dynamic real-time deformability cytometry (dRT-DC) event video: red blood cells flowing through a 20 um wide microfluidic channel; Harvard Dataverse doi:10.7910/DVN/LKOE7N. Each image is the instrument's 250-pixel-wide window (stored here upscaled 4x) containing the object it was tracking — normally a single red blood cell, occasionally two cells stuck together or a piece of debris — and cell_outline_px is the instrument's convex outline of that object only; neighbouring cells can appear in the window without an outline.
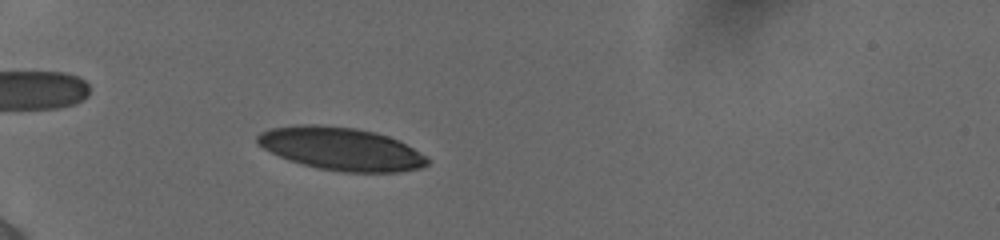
{"species": "human", "species_latin": "Homo sapiens", "temperature_condition": "cold", "stored_images_in_passage": 36, "camera_frame_rate_fps": 3000, "um_per_image_px": 0.085, "donor": {"sex": "female"}, "frame": {"image": 1, "passage_image": 10, "time_ms": 4.0, "image_size_px": [1000, 240], "cell_outline_px": [[428, 164], [420, 168], [400, 172], [344, 172], [320, 168], [288, 160], [264, 148], [256, 140], [256, 136], [260, 132], [272, 128], [296, 124], [316, 124], [356, 128], [376, 132], [400, 140], [424, 156], [428, 160]], "centroid_in_image_um": [28.99, 12.64], "position_along_channel_um": 56.0, "area_um2": 42.25}}
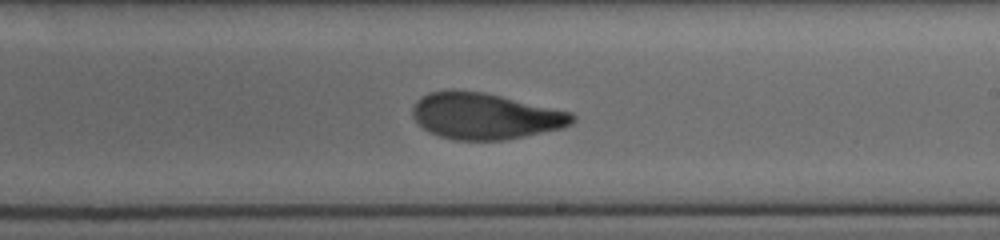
{"frame": {"image": 2, "passage_image": 21, "time_ms": 9.667, "image_size_px": [1000, 240], "cell_outline_px": [[576, 120], [572, 124], [560, 128], [524, 136], [504, 140], [456, 140], [440, 136], [428, 132], [412, 116], [412, 108], [416, 100], [420, 96], [428, 92], [484, 92], [572, 112], [576, 116]], "centroid_in_image_um": [41.25, 9.88], "position_along_channel_um": 247.8, "area_um2": 42.54}}
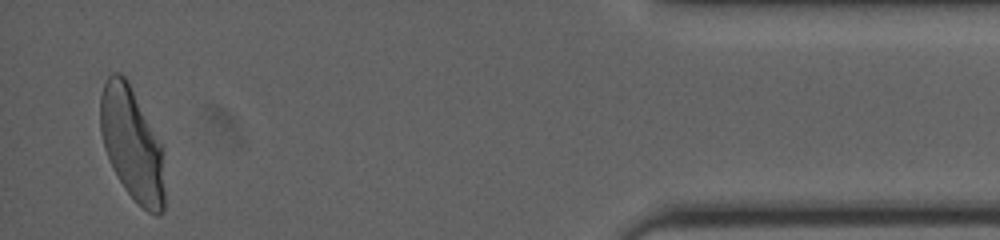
{"frame": {"image": 3, "passage_image": 35, "time_ms": 15.667, "image_size_px": [1000, 240], "cell_outline_px": [[164, 212], [156, 216], [148, 212], [124, 188], [112, 168], [108, 160], [104, 148], [100, 132], [100, 96], [104, 84], [108, 76], [112, 72], [120, 72], [128, 80], [160, 144], [164, 192]], "centroid_in_image_um": [11.17, 12.23], "position_along_channel_um": 424.0, "area_um2": 41.73}, "authors_computed_cell_mechanics": {"area_um2": 42.5119, "velocity_mm_per_s": 3.8577, "shape_relaxation_time_tau1_ms": 6.7328, "shape_relaxation_time_tau2_ms": 1.3532, "deformation_change_tau1": 0.2231, "deformation_change_tau2": 0.0779}}